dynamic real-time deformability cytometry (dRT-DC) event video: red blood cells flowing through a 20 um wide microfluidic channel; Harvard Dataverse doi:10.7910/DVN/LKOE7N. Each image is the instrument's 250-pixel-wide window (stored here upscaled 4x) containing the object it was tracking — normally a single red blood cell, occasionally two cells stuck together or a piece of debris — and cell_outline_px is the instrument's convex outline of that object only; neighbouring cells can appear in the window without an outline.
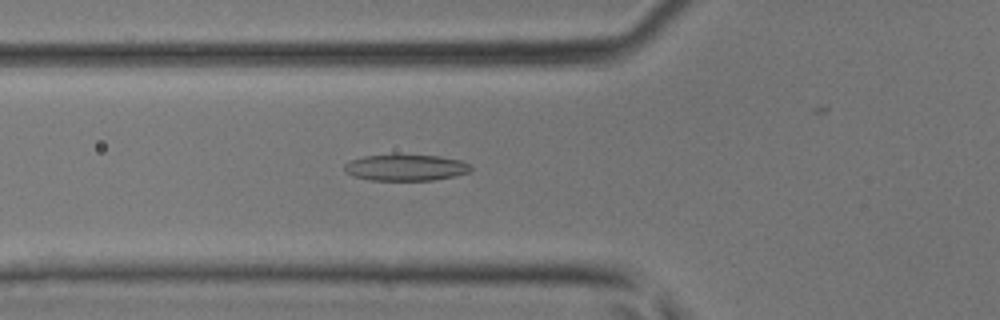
{"species": "common noctule bat (a hibernating species)", "species_latin": "Nyctalus noctula", "temperature_condition": "room temperature", "stored_images_in_passage": 40, "camera_frame_rate_fps": 3000, "um_per_image_px": 0.085, "animal": {"sex": "male", "body_mass_g": 17.9, "forearm_length_mm": 54.2}, "frame": {"image": 1, "passage_image": 16, "time_ms": 5.0, "image_size_px": [1000, 320], "cell_outline_px": [[472, 168], [468, 172], [456, 176], [432, 180], [372, 180], [352, 176], [344, 172], [344, 164], [352, 160], [364, 156], [392, 152], [440, 156], [460, 160], [468, 164]], "centroid_in_image_um": [34.44, 14.2], "position_along_channel_um": 91.4, "area_um2": 20.06}}
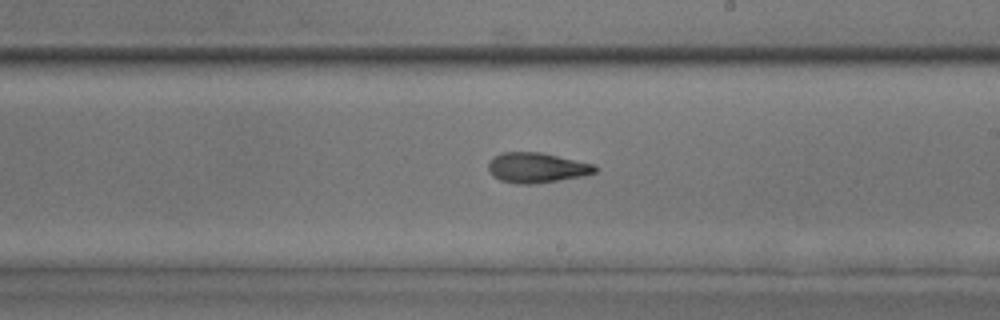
{"frame": {"image": 2, "passage_image": 26, "time_ms": 8.333, "image_size_px": [1000, 320], "cell_outline_px": [[596, 172], [584, 176], [536, 184], [516, 184], [500, 180], [492, 176], [488, 168], [488, 164], [500, 152], [540, 152], [596, 164]], "centroid_in_image_um": [45.64, 14.26], "position_along_channel_um": 243.4, "area_um2": 18.84}}
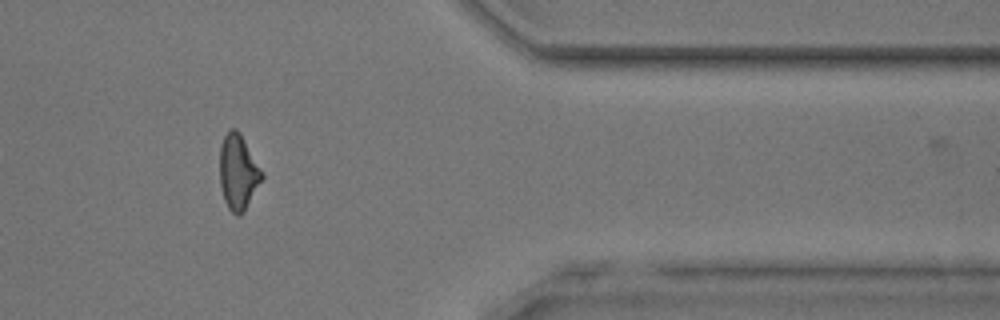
{"frame": {"image": 3, "passage_image": 37, "time_ms": 12.0, "image_size_px": [1000, 320], "cell_outline_px": [[264, 176], [244, 212], [240, 216], [236, 216], [228, 208], [224, 200], [220, 184], [220, 144], [224, 136], [232, 128], [236, 128], [240, 132], [264, 172]], "centroid_in_image_um": [20.25, 14.63], "position_along_channel_um": 391.1, "area_um2": 18.67}}